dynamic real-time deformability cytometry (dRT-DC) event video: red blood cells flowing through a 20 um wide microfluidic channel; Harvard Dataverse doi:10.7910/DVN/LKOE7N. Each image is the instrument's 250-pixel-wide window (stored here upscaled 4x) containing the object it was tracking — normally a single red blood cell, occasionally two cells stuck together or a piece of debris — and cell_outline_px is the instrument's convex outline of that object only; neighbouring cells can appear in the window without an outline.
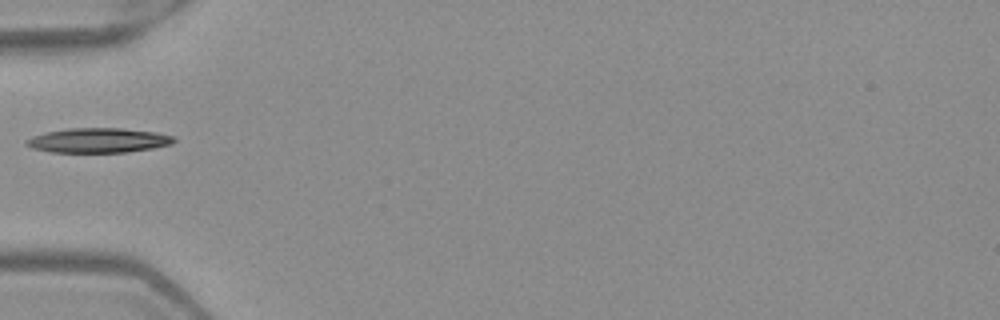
{"species": "Egyptian fruit bat (a non-hibernating species)", "species_latin": "Rousettus aegyptiacus", "temperature_condition": "warm", "stored_images_in_passage": 34, "camera_frame_rate_fps": 3000, "um_per_image_px": 0.085, "frame": {"image": 1, "passage_image": 1, "time_ms": 0.0, "image_size_px": [1000, 320], "cell_outline_px": [[176, 140], [172, 144], [152, 148], [128, 152], [52, 152], [32, 148], [24, 144], [24, 140], [32, 136], [44, 132], [68, 128], [120, 128], [156, 132], [176, 136]], "centroid_in_image_um": [8.35, 11.92], "position_along_channel_um": 76.7, "area_um2": 21.39}}
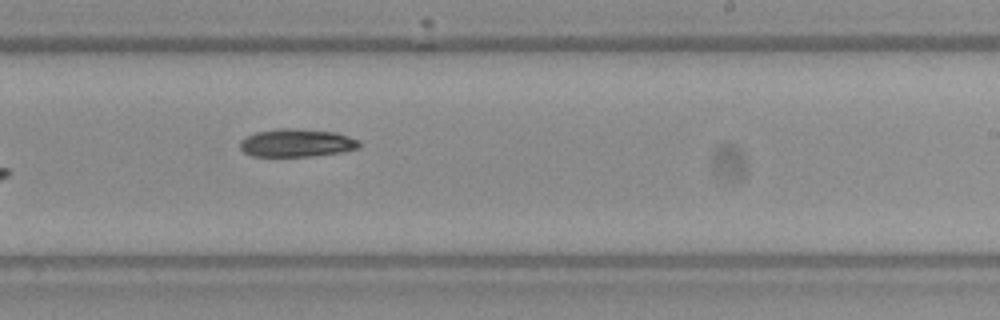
{"frame": {"image": 2, "passage_image": 15, "time_ms": 4.667, "image_size_px": [1000, 320], "cell_outline_px": [[360, 148], [344, 152], [312, 156], [252, 156], [244, 152], [240, 148], [240, 140], [256, 132], [276, 128], [292, 128], [336, 132], [360, 140]], "centroid_in_image_um": [25.25, 12.15], "position_along_channel_um": 263.8, "area_um2": 19.59}}
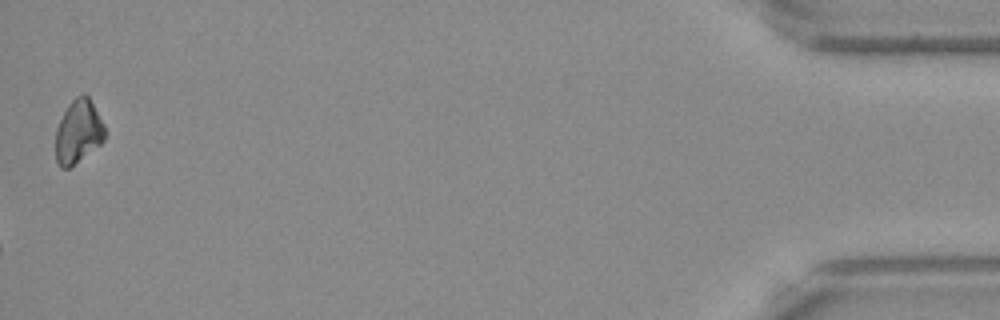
{"frame": {"image": 3, "passage_image": 34, "time_ms": 11.0, "image_size_px": [1000, 320], "cell_outline_px": [[104, 140], [100, 144], [68, 168], [60, 168], [56, 160], [56, 128], [68, 104], [76, 96], [84, 92], [88, 96], [104, 124]], "centroid_in_image_um": [6.64, 11.17], "position_along_channel_um": 428.6, "area_um2": 17.92}}